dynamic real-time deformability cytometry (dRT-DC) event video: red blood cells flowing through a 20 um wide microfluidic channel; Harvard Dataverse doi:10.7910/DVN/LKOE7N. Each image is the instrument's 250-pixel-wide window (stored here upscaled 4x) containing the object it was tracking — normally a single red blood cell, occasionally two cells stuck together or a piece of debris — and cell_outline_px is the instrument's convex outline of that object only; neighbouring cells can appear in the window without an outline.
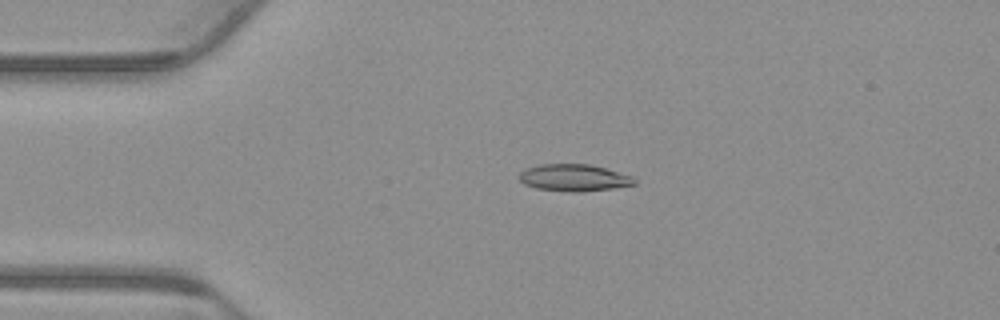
{"species": "common noctule bat (a hibernating species)", "species_latin": "Nyctalus noctula", "temperature_condition": "warm", "stored_images_in_passage": 46, "camera_frame_rate_fps": 3000, "um_per_image_px": 0.085, "animal": {"sex": "male", "body_mass_g": 23.1, "forearm_length_mm": 52.7}, "frame": {"image": 1, "passage_image": 4, "time_ms": 1.0, "image_size_px": [1000, 320], "cell_outline_px": [[636, 184], [612, 188], [584, 192], [568, 192], [536, 188], [524, 184], [520, 180], [520, 172], [524, 168], [540, 164], [588, 164], [604, 168], [632, 176], [636, 180]], "centroid_in_image_um": [48.76, 15.11], "position_along_channel_um": 36.2, "area_um2": 18.09}}
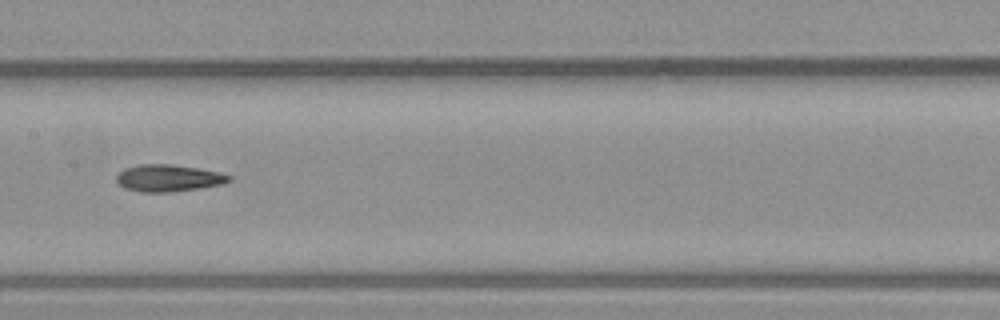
{"frame": {"image": 2, "passage_image": 19, "time_ms": 6.0, "image_size_px": [1000, 320], "cell_outline_px": [[232, 180], [224, 184], [200, 188], [168, 192], [140, 192], [124, 188], [116, 180], [116, 176], [124, 168], [140, 164], [172, 164], [220, 172], [232, 176]], "centroid_in_image_um": [14.33, 15.14], "position_along_channel_um": 193.1, "area_um2": 17.74}}
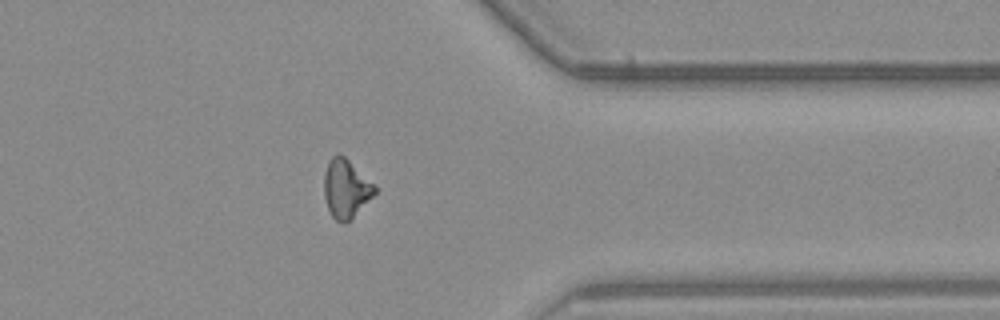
{"frame": {"image": 3, "passage_image": 35, "time_ms": 11.333, "image_size_px": [1000, 320], "cell_outline_px": [[376, 192], [344, 224], [336, 220], [332, 216], [328, 208], [324, 196], [324, 172], [328, 160], [336, 152], [340, 152], [376, 188]], "centroid_in_image_um": [29.34, 15.99], "position_along_channel_um": 382.1, "area_um2": 16.76}, "authors_computed_cell_mechanics": {"area_um2": 17.34, "velocity_mm_per_s": 3.7867, "shape_relaxation_time_tau1_ms": 9.2615, "shape_relaxation_time_tau2_ms": 6.1542, "deformation_change_tau1": 0.192, "deformation_change_tau2": 0.1534}}